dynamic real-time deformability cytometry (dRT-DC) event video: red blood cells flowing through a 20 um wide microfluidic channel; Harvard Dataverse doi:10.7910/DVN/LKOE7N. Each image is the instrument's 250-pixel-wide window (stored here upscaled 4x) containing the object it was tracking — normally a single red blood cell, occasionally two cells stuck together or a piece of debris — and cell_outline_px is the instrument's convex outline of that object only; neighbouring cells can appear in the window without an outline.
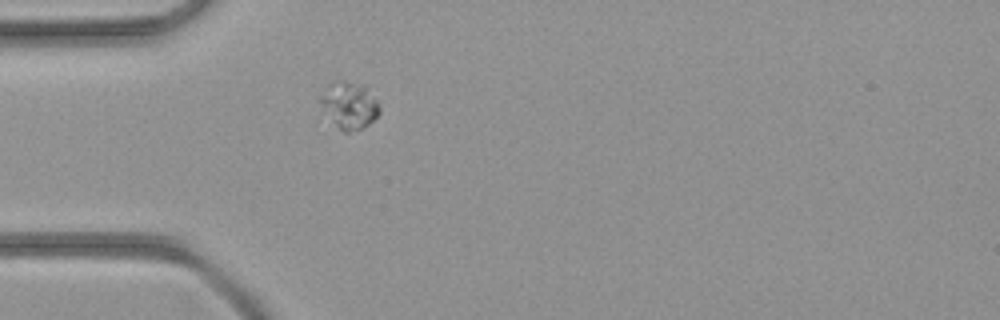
{"species": "common noctule bat (a hibernating species)", "species_latin": "Nyctalus noctula", "temperature_condition": "room temperature", "stored_images_in_passage": 5, "camera_frame_rate_fps": 3000, "um_per_image_px": 0.085, "animal": {"sex": "female", "body_mass_g": 21.9}, "frame": {"image": 1, "passage_image": 1, "time_ms": 0.0, "image_size_px": [1000, 320], "cell_outline_px": [[380, 112], [368, 124], [360, 128], [348, 132], [344, 132], [336, 124], [316, 96], [332, 80], [344, 80], [360, 84], [376, 100], [380, 108]], "centroid_in_image_um": [29.64, 8.89], "position_along_channel_um": 55.4, "area_um2": 15.66}}